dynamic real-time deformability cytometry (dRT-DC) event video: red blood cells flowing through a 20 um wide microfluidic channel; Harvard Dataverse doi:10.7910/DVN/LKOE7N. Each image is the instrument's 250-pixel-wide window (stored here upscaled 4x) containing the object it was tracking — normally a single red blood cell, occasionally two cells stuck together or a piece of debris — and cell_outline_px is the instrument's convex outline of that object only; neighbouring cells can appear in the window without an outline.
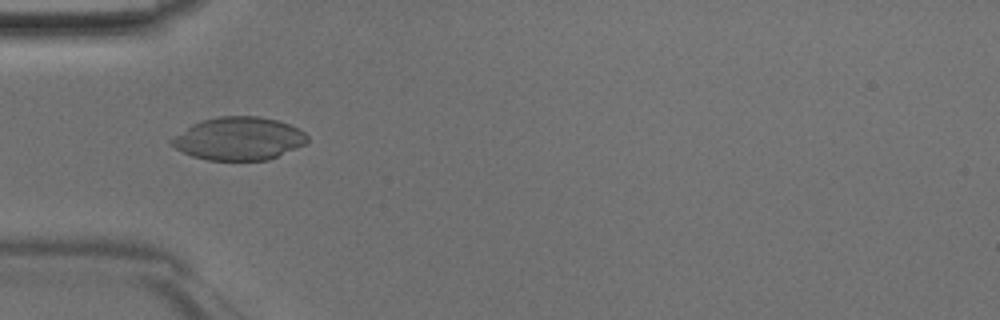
{"species": "Egyptian fruit bat (a non-hibernating species)", "species_latin": "Rousettus aegyptiacus", "temperature_condition": "room temperature", "stored_images_in_passage": 46, "camera_frame_rate_fps": 3000, "um_per_image_px": 0.085, "animal": {"sex": "male"}, "frame": {"image": 1, "passage_image": 15, "time_ms": 4.667, "image_size_px": [1000, 320], "cell_outline_px": [[308, 140], [304, 144], [268, 160], [208, 160], [192, 156], [176, 148], [168, 140], [192, 124], [200, 120], [220, 116], [256, 116], [276, 120], [288, 124], [304, 132], [308, 136]], "centroid_in_image_um": [20.27, 11.78], "position_along_channel_um": 64.7, "area_um2": 33.7}}
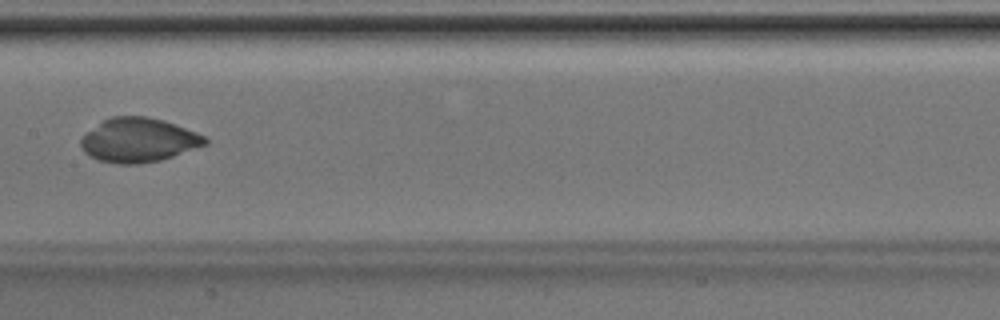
{"frame": {"image": 2, "passage_image": 24, "time_ms": 7.667, "image_size_px": [1000, 320], "cell_outline_px": [[208, 144], [160, 160], [140, 164], [120, 164], [100, 160], [88, 156], [80, 148], [80, 140], [88, 132], [104, 120], [112, 116], [148, 116], [164, 120], [196, 132], [204, 136], [208, 140]], "centroid_in_image_um": [11.78, 11.91], "position_along_channel_um": 195.6, "area_um2": 31.79}}
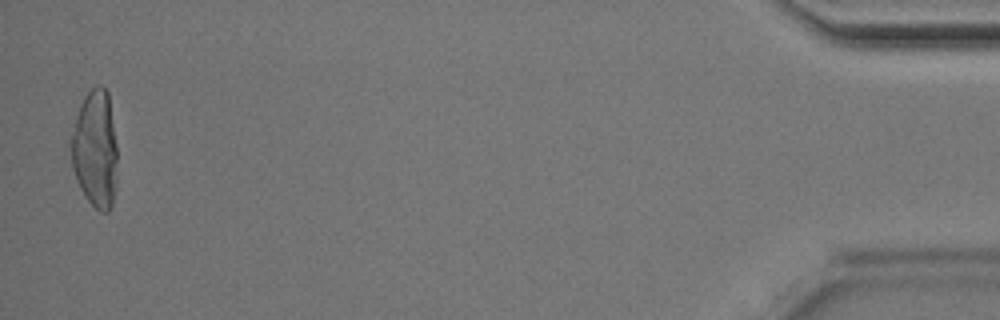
{"frame": {"image": 3, "passage_image": 46, "time_ms": 15.0, "image_size_px": [1000, 320], "cell_outline_px": [[116, 184], [112, 204], [108, 212], [100, 212], [88, 200], [80, 188], [76, 180], [72, 168], [72, 136], [76, 116], [80, 104], [84, 96], [92, 88], [104, 88], [108, 92], [116, 144]], "centroid_in_image_um": [8.1, 12.71], "position_along_channel_um": 427.1, "area_um2": 31.21}}